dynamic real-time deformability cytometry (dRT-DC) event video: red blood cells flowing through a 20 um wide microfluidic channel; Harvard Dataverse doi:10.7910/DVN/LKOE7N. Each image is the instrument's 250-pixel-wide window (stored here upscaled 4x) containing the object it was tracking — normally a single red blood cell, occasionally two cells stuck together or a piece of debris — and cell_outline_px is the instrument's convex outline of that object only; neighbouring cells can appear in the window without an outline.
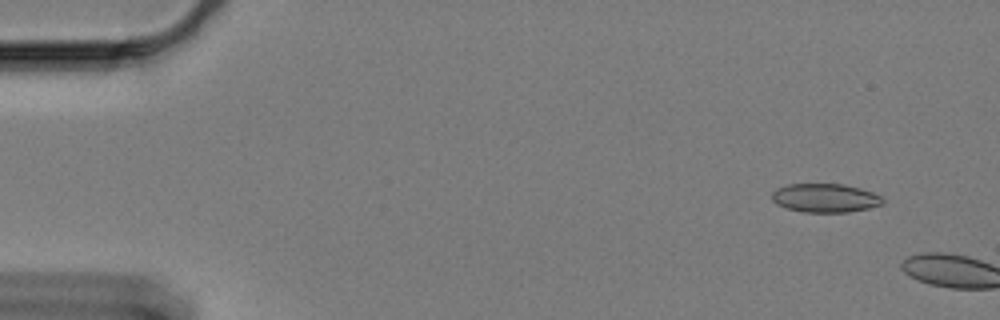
{"species": "Egyptian fruit bat (a non-hibernating species)", "species_latin": "Rousettus aegyptiacus", "temperature_condition": "cold", "stored_images_in_passage": 3, "camera_frame_rate_fps": 3000, "um_per_image_px": 0.085, "animal": {"sex": "female"}, "frame": {"image": 1, "passage_image": 1, "time_ms": 0.0, "image_size_px": [1000, 320], "cell_outline_px": [[884, 204], [868, 208], [848, 212], [804, 212], [788, 208], [776, 204], [772, 200], [772, 192], [776, 188], [788, 184], [844, 184], [860, 188], [872, 192], [880, 196], [884, 200]], "centroid_in_image_um": [70.13, 16.82], "position_along_channel_um": 14.9, "area_um2": 18.55}}